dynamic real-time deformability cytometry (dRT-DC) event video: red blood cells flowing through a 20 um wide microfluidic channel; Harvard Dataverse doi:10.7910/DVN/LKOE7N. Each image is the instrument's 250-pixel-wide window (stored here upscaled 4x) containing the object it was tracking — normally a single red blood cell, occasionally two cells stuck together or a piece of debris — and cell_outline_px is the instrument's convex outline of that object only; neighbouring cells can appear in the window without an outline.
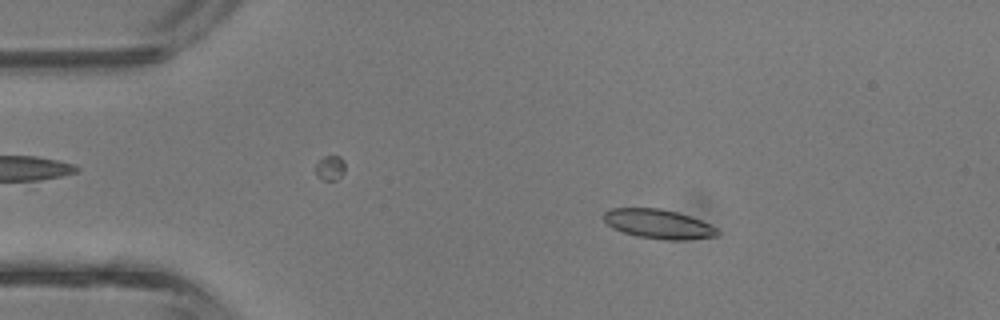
{"species": "common noctule bat (a hibernating species)", "species_latin": "Nyctalus noctula", "temperature_condition": "room temperature", "stored_images_in_passage": 38, "camera_frame_rate_fps": 3000, "um_per_image_px": 0.085, "animal": {"sex": "male", "body_mass_g": 13.3}, "frame": {"image": 1, "passage_image": 7, "time_ms": 2.0, "image_size_px": [1000, 320], "cell_outline_px": [[720, 232], [716, 236], [688, 240], [664, 240], [636, 236], [612, 228], [604, 220], [604, 212], [608, 208], [660, 208], [676, 212], [700, 220], [716, 228]], "centroid_in_image_um": [55.94, 19.04], "position_along_channel_um": 29.1, "area_um2": 19.36}}
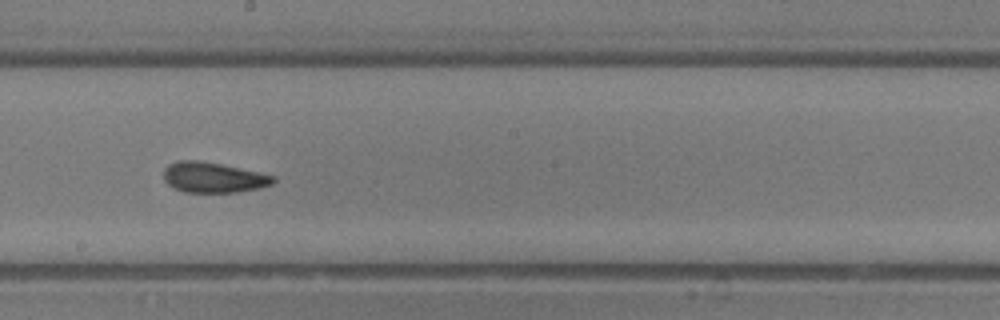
{"frame": {"image": 2, "passage_image": 23, "time_ms": 7.333, "image_size_px": [1000, 320], "cell_outline_px": [[276, 180], [272, 184], [260, 188], [236, 192], [184, 192], [172, 188], [164, 180], [164, 168], [168, 164], [176, 160], [196, 160], [220, 164], [260, 172], [276, 176]], "centroid_in_image_um": [18.12, 15.08], "position_along_channel_um": 230.1, "area_um2": 19.54}}
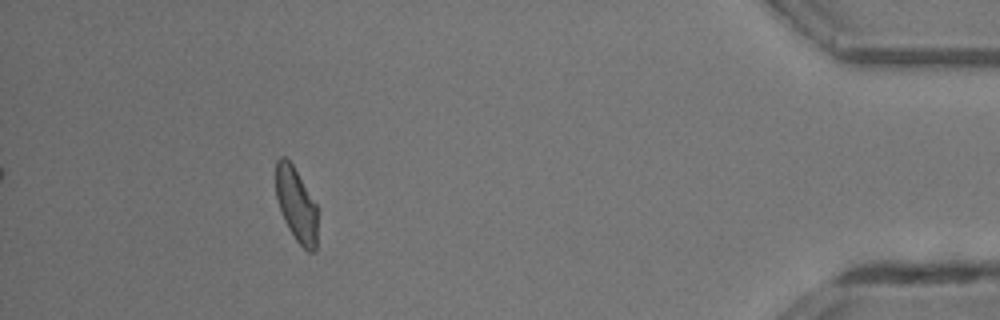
{"frame": {"image": 3, "passage_image": 38, "time_ms": 12.333, "image_size_px": [1000, 320], "cell_outline_px": [[316, 252], [308, 252], [296, 240], [288, 228], [284, 220], [276, 196], [276, 160], [280, 156], [284, 156], [292, 164], [316, 204]], "centroid_in_image_um": [25.17, 17.39], "position_along_channel_um": 410.0, "area_um2": 17.69}, "authors_computed_cell_mechanics": {"area_um2": 19.1896, "velocity_mm_per_s": 4.8285, "shape_relaxation_time_tau1_ms": 2.2186, "shape_relaxation_time_tau2_ms": 1.4381, "deformation_change_tau1": 0.1129, "deformation_change_tau2": 0.0909}}